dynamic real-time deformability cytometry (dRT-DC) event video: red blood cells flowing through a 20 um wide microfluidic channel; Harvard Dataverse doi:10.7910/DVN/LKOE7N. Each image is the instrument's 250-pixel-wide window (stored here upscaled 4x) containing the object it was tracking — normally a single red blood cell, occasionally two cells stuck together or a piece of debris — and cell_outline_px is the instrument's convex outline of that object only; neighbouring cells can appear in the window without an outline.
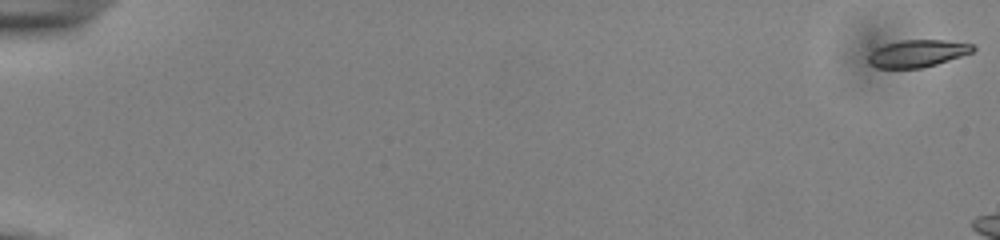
{"species": "common noctule bat (a hibernating species)", "species_latin": "Nyctalus noctula", "temperature_condition": "cold", "stored_images_in_passage": 9, "camera_frame_rate_fps": 3000, "um_per_image_px": 0.085, "animal": {"sex": "male", "body_mass_g": 13.0, "forearm_length_mm": 53.1}, "frame": {"image": 1, "passage_image": 1, "time_ms": 0.0, "image_size_px": [1000, 240], "cell_outline_px": [[976, 48], [972, 52], [936, 64], [920, 68], [876, 68], [868, 64], [868, 56], [876, 48], [884, 44], [900, 40], [944, 40], [972, 44]], "centroid_in_image_um": [77.94, 4.54], "position_along_channel_um": 7.1, "area_um2": 16.53}}